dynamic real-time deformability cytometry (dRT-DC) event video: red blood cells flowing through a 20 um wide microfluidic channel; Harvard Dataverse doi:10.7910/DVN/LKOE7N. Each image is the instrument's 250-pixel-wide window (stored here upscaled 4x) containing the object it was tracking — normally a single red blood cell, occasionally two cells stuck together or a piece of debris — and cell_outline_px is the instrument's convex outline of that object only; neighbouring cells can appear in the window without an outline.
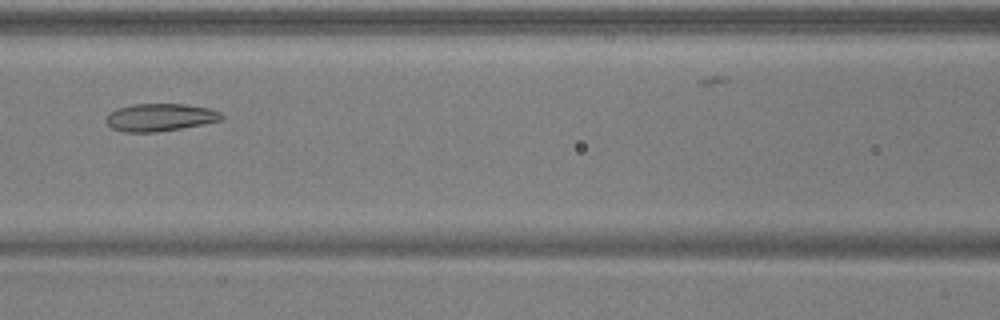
{"species": "common noctule bat (a hibernating species)", "species_latin": "Nyctalus noctula", "temperature_condition": "warm", "stored_images_in_passage": 38, "camera_frame_rate_fps": 3000, "um_per_image_px": 0.085, "animal": {"sex": "male", "body_mass_g": 17.9, "forearm_length_mm": 54.2}, "frame": {"image": 1, "passage_image": 13, "time_ms": 4.0, "image_size_px": [1000, 320], "cell_outline_px": [[224, 116], [220, 120], [204, 124], [156, 132], [124, 132], [112, 128], [108, 124], [108, 112], [116, 108], [132, 104], [184, 104], [208, 108], [220, 112]], "centroid_in_image_um": [13.59, 9.97], "position_along_channel_um": 153.0, "area_um2": 18.44}}
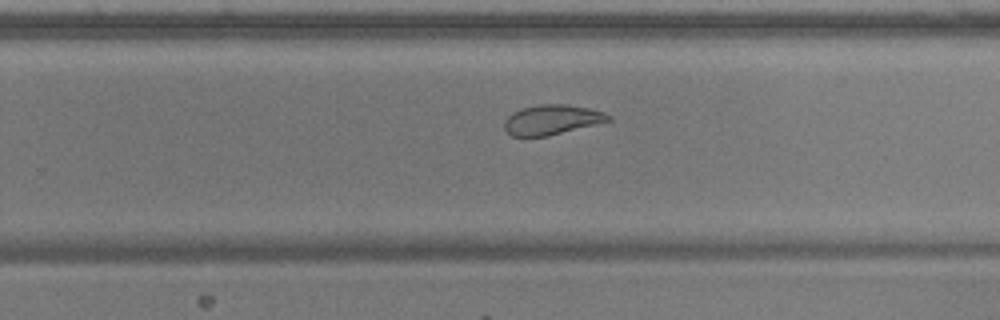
{"frame": {"image": 2, "passage_image": 23, "time_ms": 7.333, "image_size_px": [1000, 320], "cell_outline_px": [[612, 120], [548, 136], [512, 136], [504, 128], [504, 120], [512, 112], [520, 108], [540, 104], [564, 104], [592, 108], [604, 112], [612, 116]], "centroid_in_image_um": [46.91, 10.16], "position_along_channel_um": 282.9, "area_um2": 18.21}}
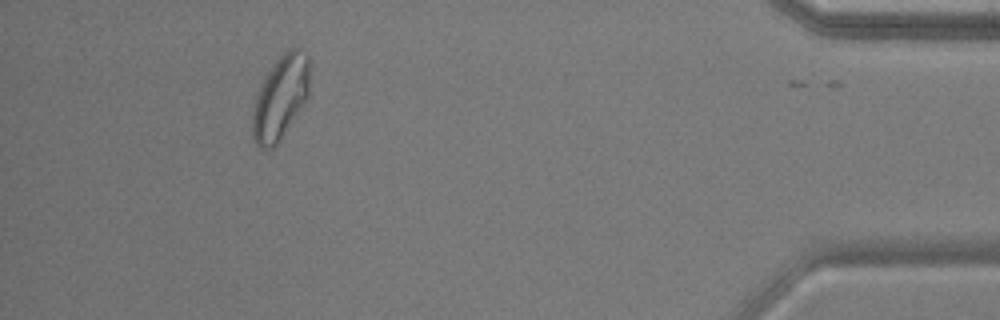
{"frame": {"image": 3, "passage_image": 37, "time_ms": 12.0, "image_size_px": [1000, 320], "cell_outline_px": [[308, 96], [304, 104], [280, 140], [272, 148], [260, 148], [256, 144], [252, 136], [252, 108], [260, 84], [276, 60], [288, 48], [300, 48], [308, 56]], "centroid_in_image_um": [23.81, 8.3], "position_along_channel_um": 411.4, "area_um2": 27.74}, "authors_computed_cell_mechanics": {"area_um2": 19.3919, "velocity_mm_per_s": 3.9086, "shape_relaxation_time_tau1_ms": 5.5616, "shape_relaxation_time_tau2_ms": 1.1259, "deformation_change_tau1": 0.1726, "deformation_change_tau2": 0.0797}}